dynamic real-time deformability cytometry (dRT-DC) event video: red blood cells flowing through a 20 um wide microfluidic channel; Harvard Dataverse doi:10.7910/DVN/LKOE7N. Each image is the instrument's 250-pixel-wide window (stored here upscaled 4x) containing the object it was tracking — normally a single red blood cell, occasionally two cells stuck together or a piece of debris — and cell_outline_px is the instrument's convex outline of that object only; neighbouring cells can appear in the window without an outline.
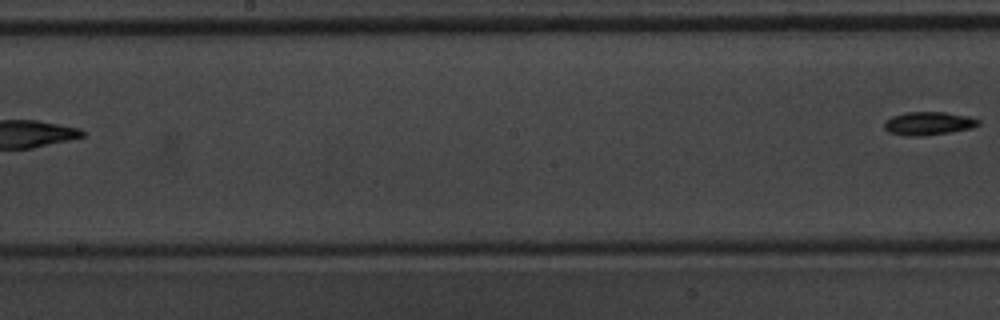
{"species": "common noctule bat (a hibernating species)", "species_latin": "Nyctalus noctula", "temperature_condition": "warm", "stored_images_in_passage": 9, "segment_of_instrument_passage": [2, 2], "camera_frame_rate_fps": 3000, "um_per_image_px": 0.085, "animal": {"sex": "male", "body_mass_g": 20.1, "forearm_length_mm": 53.5}, "frame": {"image": 1, "passage_image": 9, "time_ms": 2.667, "image_size_px": [1000, 320], "cell_outline_px": [[980, 124], [972, 128], [948, 132], [912, 136], [908, 136], [888, 132], [884, 128], [884, 124], [892, 116], [904, 112], [944, 112], [968, 116], [980, 120]], "centroid_in_image_um": [78.92, 10.47], "position_along_channel_um": 169.3, "area_um2": 12.54}}